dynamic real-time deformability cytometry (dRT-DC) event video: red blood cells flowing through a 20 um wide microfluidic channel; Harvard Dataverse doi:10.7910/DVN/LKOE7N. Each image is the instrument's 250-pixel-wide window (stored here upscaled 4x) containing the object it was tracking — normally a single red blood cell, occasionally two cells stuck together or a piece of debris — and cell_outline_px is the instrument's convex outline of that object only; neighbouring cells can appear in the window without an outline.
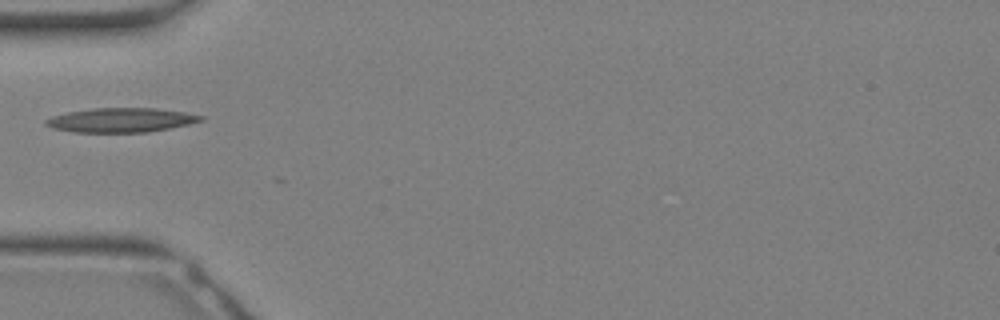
{"species": "Egyptian fruit bat (a non-hibernating species)", "species_latin": "Rousettus aegyptiacus", "temperature_condition": "warm", "stored_images_in_passage": 5, "camera_frame_rate_fps": 3000, "um_per_image_px": 0.085, "animal": {"sex": "female"}, "frame": {"image": 1, "passage_image": 1, "time_ms": 0.0, "image_size_px": [1000, 320], "cell_outline_px": [[204, 120], [188, 124], [148, 132], [72, 132], [52, 128], [44, 124], [44, 120], [52, 116], [68, 112], [92, 108], [156, 108], [184, 112], [204, 116]], "centroid_in_image_um": [10.26, 10.2], "position_along_channel_um": 74.7, "area_um2": 21.91}}
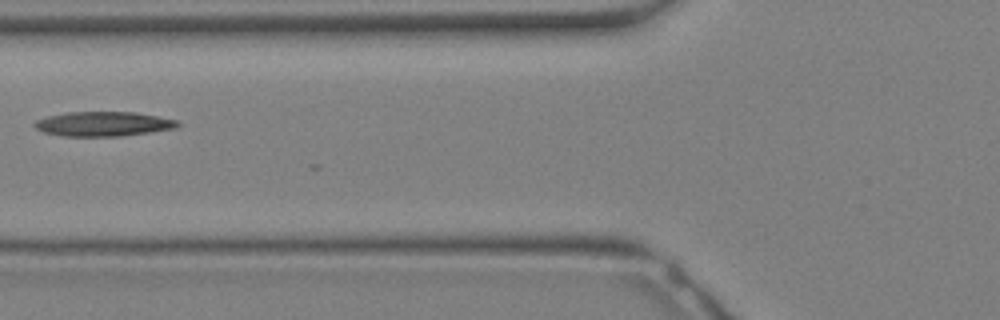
{"frame": {"image": 2, "passage_image": 3, "time_ms": 0.667, "image_size_px": [1000, 320], "cell_outline_px": [[180, 124], [176, 128], [120, 136], [64, 136], [44, 132], [36, 128], [32, 124], [36, 120], [48, 116], [68, 112], [136, 112], [176, 120]], "centroid_in_image_um": [8.75, 10.53], "position_along_channel_um": 117.0, "area_um2": 20.29}}